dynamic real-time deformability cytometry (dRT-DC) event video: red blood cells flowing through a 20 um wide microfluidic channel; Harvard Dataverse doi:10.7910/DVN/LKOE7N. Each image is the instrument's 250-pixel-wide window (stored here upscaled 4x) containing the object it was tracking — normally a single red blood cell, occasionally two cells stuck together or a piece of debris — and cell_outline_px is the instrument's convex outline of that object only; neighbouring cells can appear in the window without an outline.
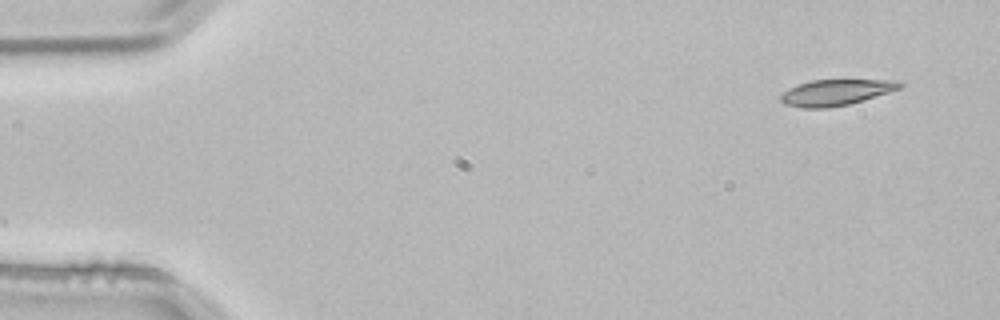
{"species": "common noctule bat (a hibernating species)", "species_latin": "Nyctalus noctula", "temperature_condition": "room temperature", "stored_images_in_passage": 4, "camera_frame_rate_fps": 3000, "um_per_image_px": 0.085, "animal": {"sex": "male", "body_mass_g": 21.5, "forearm_length_mm": 52.0}, "frame": {"image": 1, "passage_image": 1, "time_ms": 0.0, "image_size_px": [1000, 320], "cell_outline_px": [[904, 84], [900, 88], [888, 92], [848, 104], [828, 108], [804, 108], [784, 104], [780, 100], [780, 96], [788, 88], [796, 84], [812, 80], [892, 80]], "centroid_in_image_um": [70.98, 7.85], "position_along_channel_um": 14.0, "area_um2": 17.8}}
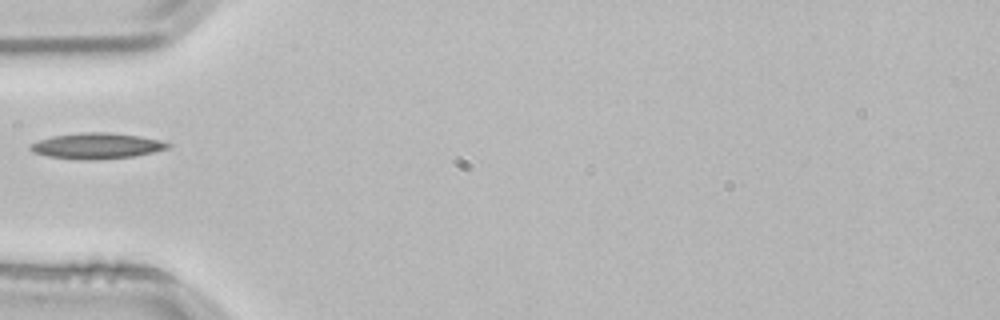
{"frame": {"image": 2, "passage_image": 4, "time_ms": 1.0, "image_size_px": [1000, 320], "cell_outline_px": [[172, 144], [168, 148], [136, 156], [88, 160], [76, 160], [48, 156], [32, 152], [28, 148], [28, 144], [52, 136], [80, 132], [108, 132], [140, 136], [160, 140]], "centroid_in_image_um": [8.18, 12.4], "position_along_channel_um": 76.8, "area_um2": 20.81}}